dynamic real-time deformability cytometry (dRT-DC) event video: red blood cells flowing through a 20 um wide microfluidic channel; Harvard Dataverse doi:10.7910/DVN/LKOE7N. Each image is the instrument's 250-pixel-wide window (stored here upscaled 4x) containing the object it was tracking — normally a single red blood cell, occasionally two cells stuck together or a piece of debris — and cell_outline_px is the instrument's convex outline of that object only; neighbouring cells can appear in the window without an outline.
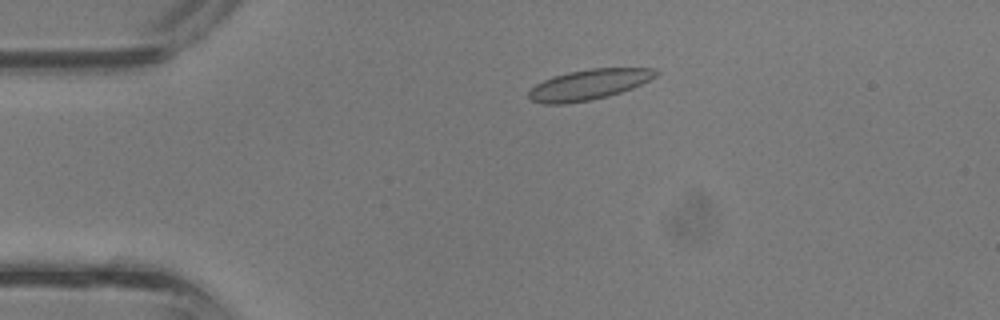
{"species": "common noctule bat (a hibernating species)", "species_latin": "Nyctalus noctula", "temperature_condition": "room temperature", "stored_images_in_passage": 37, "camera_frame_rate_fps": 3000, "um_per_image_px": 0.085, "animal": {"sex": "male", "body_mass_g": 13.3}, "frame": {"image": 1, "passage_image": 7, "time_ms": 2.0, "image_size_px": [1000, 320], "cell_outline_px": [[660, 72], [656, 76], [632, 88], [608, 96], [588, 100], [564, 104], [544, 104], [532, 100], [528, 96], [528, 92], [536, 84], [552, 76], [568, 72], [592, 68], [656, 68]], "centroid_in_image_um": [50.05, 7.18], "position_along_channel_um": 35.0, "area_um2": 22.37}}
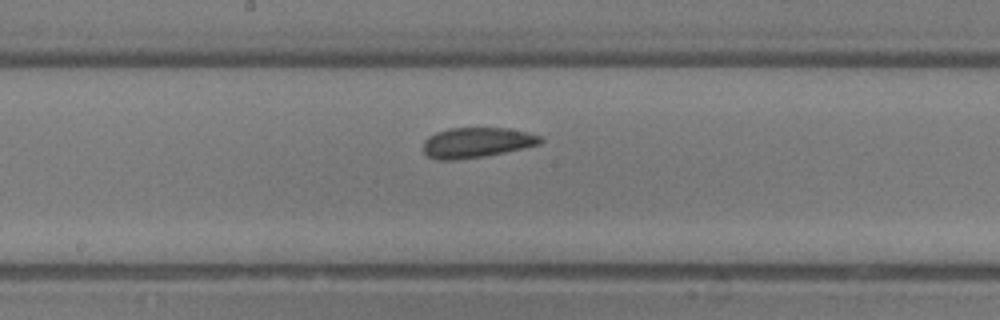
{"frame": {"image": 2, "passage_image": 19, "time_ms": 6.0, "image_size_px": [1000, 320], "cell_outline_px": [[544, 140], [540, 144], [524, 148], [484, 156], [456, 160], [436, 160], [428, 156], [424, 152], [424, 140], [428, 136], [436, 132], [448, 128], [508, 128], [544, 136]], "centroid_in_image_um": [40.53, 12.11], "position_along_channel_um": 207.7, "area_um2": 20.75}}
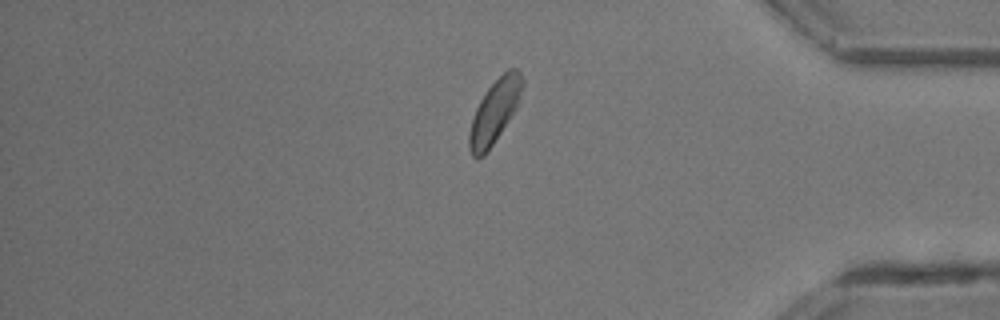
{"frame": {"image": 3, "passage_image": 31, "time_ms": 10.0, "image_size_px": [1000, 320], "cell_outline_px": [[524, 84], [516, 108], [484, 156], [476, 160], [472, 156], [468, 148], [468, 132], [476, 108], [480, 100], [488, 88], [508, 68], [516, 68], [520, 72], [524, 80]], "centroid_in_image_um": [42.02, 9.49], "position_along_channel_um": 393.2, "area_um2": 19.36}}